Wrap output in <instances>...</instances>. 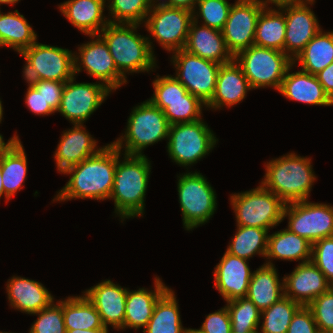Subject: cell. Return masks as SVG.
<instances>
[{
	"label": "cell",
	"instance_id": "obj_1",
	"mask_svg": "<svg viewBox=\"0 0 333 333\" xmlns=\"http://www.w3.org/2000/svg\"><path fill=\"white\" fill-rule=\"evenodd\" d=\"M117 162V148L107 144L95 155L67 169L71 175L53 202L72 199L106 200L111 196Z\"/></svg>",
	"mask_w": 333,
	"mask_h": 333
},
{
	"label": "cell",
	"instance_id": "obj_2",
	"mask_svg": "<svg viewBox=\"0 0 333 333\" xmlns=\"http://www.w3.org/2000/svg\"><path fill=\"white\" fill-rule=\"evenodd\" d=\"M120 160L117 149V162L114 183L109 199L114 200L115 214L122 219L141 217L145 208V195L151 172V163L146 155H125Z\"/></svg>",
	"mask_w": 333,
	"mask_h": 333
},
{
	"label": "cell",
	"instance_id": "obj_3",
	"mask_svg": "<svg viewBox=\"0 0 333 333\" xmlns=\"http://www.w3.org/2000/svg\"><path fill=\"white\" fill-rule=\"evenodd\" d=\"M139 24L108 23L99 33L106 42L117 70L126 73L154 71L156 57L151 38L137 33Z\"/></svg>",
	"mask_w": 333,
	"mask_h": 333
},
{
	"label": "cell",
	"instance_id": "obj_4",
	"mask_svg": "<svg viewBox=\"0 0 333 333\" xmlns=\"http://www.w3.org/2000/svg\"><path fill=\"white\" fill-rule=\"evenodd\" d=\"M261 185L277 195L285 204L309 199L315 173L309 157L294 152L265 162Z\"/></svg>",
	"mask_w": 333,
	"mask_h": 333
},
{
	"label": "cell",
	"instance_id": "obj_5",
	"mask_svg": "<svg viewBox=\"0 0 333 333\" xmlns=\"http://www.w3.org/2000/svg\"><path fill=\"white\" fill-rule=\"evenodd\" d=\"M169 127L170 124L164 112L146 100L133 107L127 120L125 133H122L112 144L119 151L125 150V155L142 156L143 150L149 145L168 139Z\"/></svg>",
	"mask_w": 333,
	"mask_h": 333
},
{
	"label": "cell",
	"instance_id": "obj_6",
	"mask_svg": "<svg viewBox=\"0 0 333 333\" xmlns=\"http://www.w3.org/2000/svg\"><path fill=\"white\" fill-rule=\"evenodd\" d=\"M254 89L271 87L279 91L293 60L285 53L275 49L252 45L234 56Z\"/></svg>",
	"mask_w": 333,
	"mask_h": 333
},
{
	"label": "cell",
	"instance_id": "obj_7",
	"mask_svg": "<svg viewBox=\"0 0 333 333\" xmlns=\"http://www.w3.org/2000/svg\"><path fill=\"white\" fill-rule=\"evenodd\" d=\"M236 225L267 229L279 225L285 203L261 184L249 191L230 195Z\"/></svg>",
	"mask_w": 333,
	"mask_h": 333
},
{
	"label": "cell",
	"instance_id": "obj_8",
	"mask_svg": "<svg viewBox=\"0 0 333 333\" xmlns=\"http://www.w3.org/2000/svg\"><path fill=\"white\" fill-rule=\"evenodd\" d=\"M177 191L185 230L209 222L217 208L214 188L200 171L186 172L177 178Z\"/></svg>",
	"mask_w": 333,
	"mask_h": 333
},
{
	"label": "cell",
	"instance_id": "obj_9",
	"mask_svg": "<svg viewBox=\"0 0 333 333\" xmlns=\"http://www.w3.org/2000/svg\"><path fill=\"white\" fill-rule=\"evenodd\" d=\"M167 140L169 157L185 168L208 155L218 142L203 119L170 125Z\"/></svg>",
	"mask_w": 333,
	"mask_h": 333
},
{
	"label": "cell",
	"instance_id": "obj_10",
	"mask_svg": "<svg viewBox=\"0 0 333 333\" xmlns=\"http://www.w3.org/2000/svg\"><path fill=\"white\" fill-rule=\"evenodd\" d=\"M192 20L193 12L155 1L144 25L153 40L171 53L184 49Z\"/></svg>",
	"mask_w": 333,
	"mask_h": 333
},
{
	"label": "cell",
	"instance_id": "obj_11",
	"mask_svg": "<svg viewBox=\"0 0 333 333\" xmlns=\"http://www.w3.org/2000/svg\"><path fill=\"white\" fill-rule=\"evenodd\" d=\"M174 76L187 91L208 104L214 96L221 64L203 59L184 49L172 52Z\"/></svg>",
	"mask_w": 333,
	"mask_h": 333
},
{
	"label": "cell",
	"instance_id": "obj_12",
	"mask_svg": "<svg viewBox=\"0 0 333 333\" xmlns=\"http://www.w3.org/2000/svg\"><path fill=\"white\" fill-rule=\"evenodd\" d=\"M285 217H288L287 229L311 244L333 236L332 205L308 200L287 203L283 211V219Z\"/></svg>",
	"mask_w": 333,
	"mask_h": 333
},
{
	"label": "cell",
	"instance_id": "obj_13",
	"mask_svg": "<svg viewBox=\"0 0 333 333\" xmlns=\"http://www.w3.org/2000/svg\"><path fill=\"white\" fill-rule=\"evenodd\" d=\"M89 37L91 40L80 45L78 53L74 52L75 76L82 72L83 68L87 75L100 80L112 91L127 84V79L117 70L104 39L99 34Z\"/></svg>",
	"mask_w": 333,
	"mask_h": 333
},
{
	"label": "cell",
	"instance_id": "obj_14",
	"mask_svg": "<svg viewBox=\"0 0 333 333\" xmlns=\"http://www.w3.org/2000/svg\"><path fill=\"white\" fill-rule=\"evenodd\" d=\"M75 75L65 82L59 112L72 124H84L112 92L105 84L77 83Z\"/></svg>",
	"mask_w": 333,
	"mask_h": 333
},
{
	"label": "cell",
	"instance_id": "obj_15",
	"mask_svg": "<svg viewBox=\"0 0 333 333\" xmlns=\"http://www.w3.org/2000/svg\"><path fill=\"white\" fill-rule=\"evenodd\" d=\"M265 6L260 0H236L222 34L233 56L254 45L257 19Z\"/></svg>",
	"mask_w": 333,
	"mask_h": 333
},
{
	"label": "cell",
	"instance_id": "obj_16",
	"mask_svg": "<svg viewBox=\"0 0 333 333\" xmlns=\"http://www.w3.org/2000/svg\"><path fill=\"white\" fill-rule=\"evenodd\" d=\"M315 0L281 7L285 14L286 32L284 52L294 60L313 37L321 30L318 19L309 5Z\"/></svg>",
	"mask_w": 333,
	"mask_h": 333
},
{
	"label": "cell",
	"instance_id": "obj_17",
	"mask_svg": "<svg viewBox=\"0 0 333 333\" xmlns=\"http://www.w3.org/2000/svg\"><path fill=\"white\" fill-rule=\"evenodd\" d=\"M38 71L41 80L66 82L74 75V52L36 41L20 53Z\"/></svg>",
	"mask_w": 333,
	"mask_h": 333
},
{
	"label": "cell",
	"instance_id": "obj_18",
	"mask_svg": "<svg viewBox=\"0 0 333 333\" xmlns=\"http://www.w3.org/2000/svg\"><path fill=\"white\" fill-rule=\"evenodd\" d=\"M127 289L108 279L82 293L97 309L105 327L123 330Z\"/></svg>",
	"mask_w": 333,
	"mask_h": 333
},
{
	"label": "cell",
	"instance_id": "obj_19",
	"mask_svg": "<svg viewBox=\"0 0 333 333\" xmlns=\"http://www.w3.org/2000/svg\"><path fill=\"white\" fill-rule=\"evenodd\" d=\"M282 278L284 296L301 306H308L331 287L325 275L312 261L299 263L291 274Z\"/></svg>",
	"mask_w": 333,
	"mask_h": 333
},
{
	"label": "cell",
	"instance_id": "obj_20",
	"mask_svg": "<svg viewBox=\"0 0 333 333\" xmlns=\"http://www.w3.org/2000/svg\"><path fill=\"white\" fill-rule=\"evenodd\" d=\"M248 261L225 251L214 268V286L226 302L246 297L253 274Z\"/></svg>",
	"mask_w": 333,
	"mask_h": 333
},
{
	"label": "cell",
	"instance_id": "obj_21",
	"mask_svg": "<svg viewBox=\"0 0 333 333\" xmlns=\"http://www.w3.org/2000/svg\"><path fill=\"white\" fill-rule=\"evenodd\" d=\"M85 128L83 124H73L71 129L63 131L53 157L59 173H64L103 148H98L97 141Z\"/></svg>",
	"mask_w": 333,
	"mask_h": 333
},
{
	"label": "cell",
	"instance_id": "obj_22",
	"mask_svg": "<svg viewBox=\"0 0 333 333\" xmlns=\"http://www.w3.org/2000/svg\"><path fill=\"white\" fill-rule=\"evenodd\" d=\"M192 20L184 50L218 64H227L234 60L228 50L221 30L198 25Z\"/></svg>",
	"mask_w": 333,
	"mask_h": 333
},
{
	"label": "cell",
	"instance_id": "obj_23",
	"mask_svg": "<svg viewBox=\"0 0 333 333\" xmlns=\"http://www.w3.org/2000/svg\"><path fill=\"white\" fill-rule=\"evenodd\" d=\"M6 291L10 307L29 315L49 307L55 300L42 283L21 276L8 279Z\"/></svg>",
	"mask_w": 333,
	"mask_h": 333
},
{
	"label": "cell",
	"instance_id": "obj_24",
	"mask_svg": "<svg viewBox=\"0 0 333 333\" xmlns=\"http://www.w3.org/2000/svg\"><path fill=\"white\" fill-rule=\"evenodd\" d=\"M250 90L252 88L248 79L235 60L222 64L219 68L214 96L206 108L214 110L224 106L230 108L243 101Z\"/></svg>",
	"mask_w": 333,
	"mask_h": 333
},
{
	"label": "cell",
	"instance_id": "obj_25",
	"mask_svg": "<svg viewBox=\"0 0 333 333\" xmlns=\"http://www.w3.org/2000/svg\"><path fill=\"white\" fill-rule=\"evenodd\" d=\"M154 279V290H148L145 287L131 291L127 289L123 330L146 328L156 302L169 289L160 277L156 276Z\"/></svg>",
	"mask_w": 333,
	"mask_h": 333
},
{
	"label": "cell",
	"instance_id": "obj_26",
	"mask_svg": "<svg viewBox=\"0 0 333 333\" xmlns=\"http://www.w3.org/2000/svg\"><path fill=\"white\" fill-rule=\"evenodd\" d=\"M106 0H67L58 8L84 35H97L109 23L103 14Z\"/></svg>",
	"mask_w": 333,
	"mask_h": 333
},
{
	"label": "cell",
	"instance_id": "obj_27",
	"mask_svg": "<svg viewBox=\"0 0 333 333\" xmlns=\"http://www.w3.org/2000/svg\"><path fill=\"white\" fill-rule=\"evenodd\" d=\"M291 66L278 91L284 97L292 101H298L309 105L333 106V101L325 93L316 76L302 70L293 72Z\"/></svg>",
	"mask_w": 333,
	"mask_h": 333
},
{
	"label": "cell",
	"instance_id": "obj_28",
	"mask_svg": "<svg viewBox=\"0 0 333 333\" xmlns=\"http://www.w3.org/2000/svg\"><path fill=\"white\" fill-rule=\"evenodd\" d=\"M312 244L305 238L284 228L280 231L268 234L267 261L265 264L274 265L272 260L311 261ZM272 259V260H271ZM269 260V261H268Z\"/></svg>",
	"mask_w": 333,
	"mask_h": 333
},
{
	"label": "cell",
	"instance_id": "obj_29",
	"mask_svg": "<svg viewBox=\"0 0 333 333\" xmlns=\"http://www.w3.org/2000/svg\"><path fill=\"white\" fill-rule=\"evenodd\" d=\"M281 281L275 266L264 263L253 271L246 297L260 311L269 308L284 297L283 279Z\"/></svg>",
	"mask_w": 333,
	"mask_h": 333
},
{
	"label": "cell",
	"instance_id": "obj_30",
	"mask_svg": "<svg viewBox=\"0 0 333 333\" xmlns=\"http://www.w3.org/2000/svg\"><path fill=\"white\" fill-rule=\"evenodd\" d=\"M175 292L169 288L156 302L152 317L143 333H192L182 326Z\"/></svg>",
	"mask_w": 333,
	"mask_h": 333
},
{
	"label": "cell",
	"instance_id": "obj_31",
	"mask_svg": "<svg viewBox=\"0 0 333 333\" xmlns=\"http://www.w3.org/2000/svg\"><path fill=\"white\" fill-rule=\"evenodd\" d=\"M36 41L37 33L18 10L8 13L0 10V47H11L20 54Z\"/></svg>",
	"mask_w": 333,
	"mask_h": 333
},
{
	"label": "cell",
	"instance_id": "obj_32",
	"mask_svg": "<svg viewBox=\"0 0 333 333\" xmlns=\"http://www.w3.org/2000/svg\"><path fill=\"white\" fill-rule=\"evenodd\" d=\"M285 32L284 12L264 7L257 19L254 45L284 52Z\"/></svg>",
	"mask_w": 333,
	"mask_h": 333
},
{
	"label": "cell",
	"instance_id": "obj_33",
	"mask_svg": "<svg viewBox=\"0 0 333 333\" xmlns=\"http://www.w3.org/2000/svg\"><path fill=\"white\" fill-rule=\"evenodd\" d=\"M302 71L317 74L333 62V31L321 29L293 60Z\"/></svg>",
	"mask_w": 333,
	"mask_h": 333
},
{
	"label": "cell",
	"instance_id": "obj_34",
	"mask_svg": "<svg viewBox=\"0 0 333 333\" xmlns=\"http://www.w3.org/2000/svg\"><path fill=\"white\" fill-rule=\"evenodd\" d=\"M62 309L66 330L107 328L102 324L97 309L84 294L62 300Z\"/></svg>",
	"mask_w": 333,
	"mask_h": 333
},
{
	"label": "cell",
	"instance_id": "obj_35",
	"mask_svg": "<svg viewBox=\"0 0 333 333\" xmlns=\"http://www.w3.org/2000/svg\"><path fill=\"white\" fill-rule=\"evenodd\" d=\"M0 164L5 195L10 199L23 188L27 178V157L20 140L0 160Z\"/></svg>",
	"mask_w": 333,
	"mask_h": 333
},
{
	"label": "cell",
	"instance_id": "obj_36",
	"mask_svg": "<svg viewBox=\"0 0 333 333\" xmlns=\"http://www.w3.org/2000/svg\"><path fill=\"white\" fill-rule=\"evenodd\" d=\"M236 226L237 231L226 251L246 260L257 254L265 258L269 231L257 227Z\"/></svg>",
	"mask_w": 333,
	"mask_h": 333
},
{
	"label": "cell",
	"instance_id": "obj_37",
	"mask_svg": "<svg viewBox=\"0 0 333 333\" xmlns=\"http://www.w3.org/2000/svg\"><path fill=\"white\" fill-rule=\"evenodd\" d=\"M149 101L164 112L170 125L196 122L202 119V108L206 107V104L189 92L183 99Z\"/></svg>",
	"mask_w": 333,
	"mask_h": 333
},
{
	"label": "cell",
	"instance_id": "obj_38",
	"mask_svg": "<svg viewBox=\"0 0 333 333\" xmlns=\"http://www.w3.org/2000/svg\"><path fill=\"white\" fill-rule=\"evenodd\" d=\"M301 305L284 296L269 308L261 311L263 322L258 333H287L289 324Z\"/></svg>",
	"mask_w": 333,
	"mask_h": 333
},
{
	"label": "cell",
	"instance_id": "obj_39",
	"mask_svg": "<svg viewBox=\"0 0 333 333\" xmlns=\"http://www.w3.org/2000/svg\"><path fill=\"white\" fill-rule=\"evenodd\" d=\"M232 332L258 333L261 322V311L247 297H242L226 302Z\"/></svg>",
	"mask_w": 333,
	"mask_h": 333
},
{
	"label": "cell",
	"instance_id": "obj_40",
	"mask_svg": "<svg viewBox=\"0 0 333 333\" xmlns=\"http://www.w3.org/2000/svg\"><path fill=\"white\" fill-rule=\"evenodd\" d=\"M110 23L143 24L155 0H107Z\"/></svg>",
	"mask_w": 333,
	"mask_h": 333
},
{
	"label": "cell",
	"instance_id": "obj_41",
	"mask_svg": "<svg viewBox=\"0 0 333 333\" xmlns=\"http://www.w3.org/2000/svg\"><path fill=\"white\" fill-rule=\"evenodd\" d=\"M232 5L227 0H198L193 19L198 21L199 18H202V25L222 30Z\"/></svg>",
	"mask_w": 333,
	"mask_h": 333
},
{
	"label": "cell",
	"instance_id": "obj_42",
	"mask_svg": "<svg viewBox=\"0 0 333 333\" xmlns=\"http://www.w3.org/2000/svg\"><path fill=\"white\" fill-rule=\"evenodd\" d=\"M31 315H38L29 333H67L62 309V300L53 302L49 307Z\"/></svg>",
	"mask_w": 333,
	"mask_h": 333
},
{
	"label": "cell",
	"instance_id": "obj_43",
	"mask_svg": "<svg viewBox=\"0 0 333 333\" xmlns=\"http://www.w3.org/2000/svg\"><path fill=\"white\" fill-rule=\"evenodd\" d=\"M318 326L320 333H332L333 331V286L326 292L315 298L307 306Z\"/></svg>",
	"mask_w": 333,
	"mask_h": 333
},
{
	"label": "cell",
	"instance_id": "obj_44",
	"mask_svg": "<svg viewBox=\"0 0 333 333\" xmlns=\"http://www.w3.org/2000/svg\"><path fill=\"white\" fill-rule=\"evenodd\" d=\"M311 261L322 271L333 286V236L319 239L312 244Z\"/></svg>",
	"mask_w": 333,
	"mask_h": 333
},
{
	"label": "cell",
	"instance_id": "obj_45",
	"mask_svg": "<svg viewBox=\"0 0 333 333\" xmlns=\"http://www.w3.org/2000/svg\"><path fill=\"white\" fill-rule=\"evenodd\" d=\"M154 94L148 100L183 99L187 89L172 75L159 76L152 82Z\"/></svg>",
	"mask_w": 333,
	"mask_h": 333
},
{
	"label": "cell",
	"instance_id": "obj_46",
	"mask_svg": "<svg viewBox=\"0 0 333 333\" xmlns=\"http://www.w3.org/2000/svg\"><path fill=\"white\" fill-rule=\"evenodd\" d=\"M192 333H231V319L226 306L206 316L199 329H191Z\"/></svg>",
	"mask_w": 333,
	"mask_h": 333
},
{
	"label": "cell",
	"instance_id": "obj_47",
	"mask_svg": "<svg viewBox=\"0 0 333 333\" xmlns=\"http://www.w3.org/2000/svg\"><path fill=\"white\" fill-rule=\"evenodd\" d=\"M287 333H320L313 314L307 306H301L296 311Z\"/></svg>",
	"mask_w": 333,
	"mask_h": 333
},
{
	"label": "cell",
	"instance_id": "obj_48",
	"mask_svg": "<svg viewBox=\"0 0 333 333\" xmlns=\"http://www.w3.org/2000/svg\"><path fill=\"white\" fill-rule=\"evenodd\" d=\"M34 87L42 94L46 103H49L50 106L57 112L60 106L65 82L41 80Z\"/></svg>",
	"mask_w": 333,
	"mask_h": 333
},
{
	"label": "cell",
	"instance_id": "obj_49",
	"mask_svg": "<svg viewBox=\"0 0 333 333\" xmlns=\"http://www.w3.org/2000/svg\"><path fill=\"white\" fill-rule=\"evenodd\" d=\"M25 104L28 109L35 115L37 114L48 116L56 112L49 103H46L42 94L38 92L35 87L27 88V92L25 95Z\"/></svg>",
	"mask_w": 333,
	"mask_h": 333
},
{
	"label": "cell",
	"instance_id": "obj_50",
	"mask_svg": "<svg viewBox=\"0 0 333 333\" xmlns=\"http://www.w3.org/2000/svg\"><path fill=\"white\" fill-rule=\"evenodd\" d=\"M315 76L322 85L325 93L333 101V62L315 74Z\"/></svg>",
	"mask_w": 333,
	"mask_h": 333
},
{
	"label": "cell",
	"instance_id": "obj_51",
	"mask_svg": "<svg viewBox=\"0 0 333 333\" xmlns=\"http://www.w3.org/2000/svg\"><path fill=\"white\" fill-rule=\"evenodd\" d=\"M25 65L23 67V77L28 83L29 87H34L38 82L41 81V78L39 76L38 71L35 69V67L28 61L27 58H25Z\"/></svg>",
	"mask_w": 333,
	"mask_h": 333
},
{
	"label": "cell",
	"instance_id": "obj_52",
	"mask_svg": "<svg viewBox=\"0 0 333 333\" xmlns=\"http://www.w3.org/2000/svg\"><path fill=\"white\" fill-rule=\"evenodd\" d=\"M155 1H157L158 3L163 4L165 6L183 8V9H187L191 12H194L198 0H165V1L164 0L163 1L155 0Z\"/></svg>",
	"mask_w": 333,
	"mask_h": 333
},
{
	"label": "cell",
	"instance_id": "obj_53",
	"mask_svg": "<svg viewBox=\"0 0 333 333\" xmlns=\"http://www.w3.org/2000/svg\"><path fill=\"white\" fill-rule=\"evenodd\" d=\"M3 136L0 134V160L9 152V150L20 140L18 135H13L8 142H4Z\"/></svg>",
	"mask_w": 333,
	"mask_h": 333
},
{
	"label": "cell",
	"instance_id": "obj_54",
	"mask_svg": "<svg viewBox=\"0 0 333 333\" xmlns=\"http://www.w3.org/2000/svg\"><path fill=\"white\" fill-rule=\"evenodd\" d=\"M260 1L267 8L270 3H271V5L274 4L276 8H281L284 6L302 3L306 0H260Z\"/></svg>",
	"mask_w": 333,
	"mask_h": 333
},
{
	"label": "cell",
	"instance_id": "obj_55",
	"mask_svg": "<svg viewBox=\"0 0 333 333\" xmlns=\"http://www.w3.org/2000/svg\"><path fill=\"white\" fill-rule=\"evenodd\" d=\"M67 333H109L108 328H95V329H73L67 330Z\"/></svg>",
	"mask_w": 333,
	"mask_h": 333
},
{
	"label": "cell",
	"instance_id": "obj_56",
	"mask_svg": "<svg viewBox=\"0 0 333 333\" xmlns=\"http://www.w3.org/2000/svg\"><path fill=\"white\" fill-rule=\"evenodd\" d=\"M2 196L6 199V203L10 200V199L5 195L4 186H3V184H2V171H1V164H0V199H1Z\"/></svg>",
	"mask_w": 333,
	"mask_h": 333
},
{
	"label": "cell",
	"instance_id": "obj_57",
	"mask_svg": "<svg viewBox=\"0 0 333 333\" xmlns=\"http://www.w3.org/2000/svg\"><path fill=\"white\" fill-rule=\"evenodd\" d=\"M20 0H0V5L1 4H7V5H14L18 3Z\"/></svg>",
	"mask_w": 333,
	"mask_h": 333
},
{
	"label": "cell",
	"instance_id": "obj_58",
	"mask_svg": "<svg viewBox=\"0 0 333 333\" xmlns=\"http://www.w3.org/2000/svg\"><path fill=\"white\" fill-rule=\"evenodd\" d=\"M2 119H3V106H2V101L0 99V123H1Z\"/></svg>",
	"mask_w": 333,
	"mask_h": 333
}]
</instances>
